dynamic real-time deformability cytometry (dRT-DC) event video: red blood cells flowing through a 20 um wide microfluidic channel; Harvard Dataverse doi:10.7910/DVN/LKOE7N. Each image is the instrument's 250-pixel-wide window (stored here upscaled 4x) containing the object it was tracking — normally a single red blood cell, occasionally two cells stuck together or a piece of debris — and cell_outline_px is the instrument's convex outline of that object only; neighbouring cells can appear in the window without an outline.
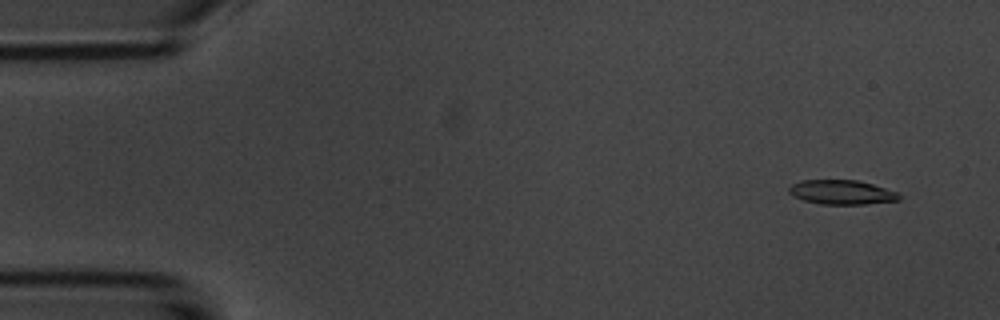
{"species": "common noctule bat (a hibernating species)", "species_latin": "Nyctalus noctula", "temperature_condition": "room temperature", "stored_images_in_passage": 7, "camera_frame_rate_fps": 3000, "um_per_image_px": 0.085, "animal": {"sex": "male", "body_mass_g": 20.1, "forearm_length_mm": 53.5}, "frame": {"image": 1, "passage_image": 2, "time_ms": 1.0, "image_size_px": [1000, 320], "cell_outline_px": [[900, 200], [864, 204], [820, 204], [804, 200], [792, 196], [788, 192], [788, 188], [792, 184], [800, 180], [856, 180], [872, 184], [900, 192]], "centroid_in_image_um": [71.54, 16.34], "position_along_channel_um": 13.5, "area_um2": 15.72}}
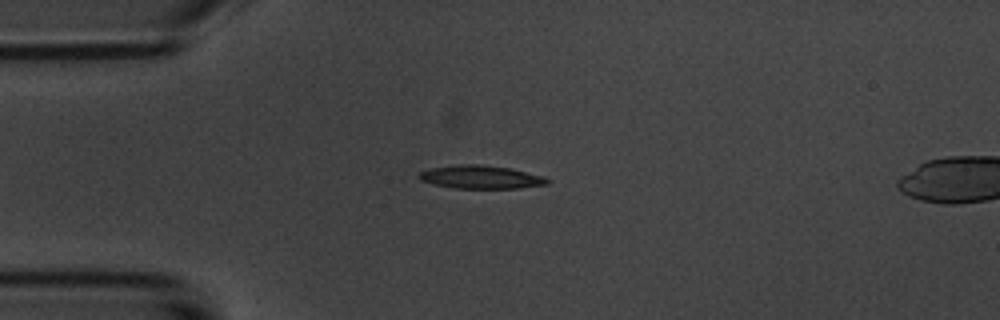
{"frame": {"image": 2, "passage_image": 5, "time_ms": 4.333, "image_size_px": [1000, 320], "cell_outline_px": [[552, 180], [548, 184], [520, 188], [452, 188], [432, 184], [420, 180], [416, 176], [420, 172], [432, 168], [460, 164], [480, 164], [508, 168], [544, 176]], "centroid_in_image_um": [40.87, 15.06], "position_along_channel_um": 44.1, "area_um2": 17.4}}